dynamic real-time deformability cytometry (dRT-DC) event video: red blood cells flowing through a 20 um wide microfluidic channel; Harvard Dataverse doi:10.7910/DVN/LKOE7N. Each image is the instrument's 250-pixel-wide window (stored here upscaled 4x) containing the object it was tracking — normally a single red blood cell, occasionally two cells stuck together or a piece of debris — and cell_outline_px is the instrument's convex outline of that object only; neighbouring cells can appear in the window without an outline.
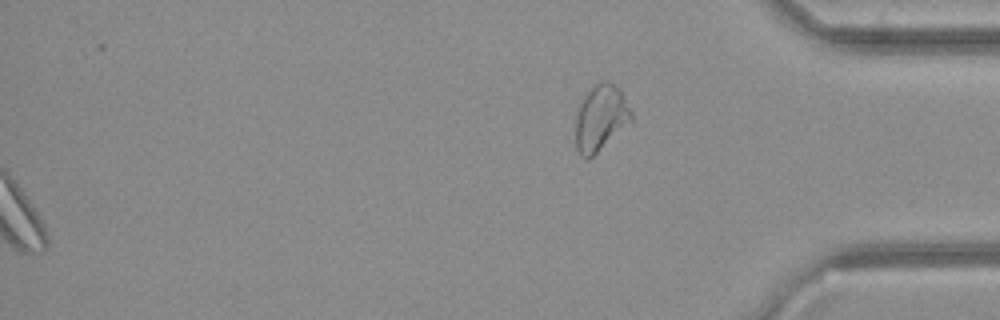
{"species": "common noctule bat (a hibernating species)", "species_latin": "Nyctalus noctula", "temperature_condition": "cold", "stored_images_in_passage": 46, "segment_of_instrument_passage": [2, 2], "camera_frame_rate_fps": 3000, "um_per_image_px": 0.085, "animal": {"sex": "female", "body_mass_g": 21.9}, "frame": {"image": 1, "passage_image": 46, "time_ms": 15.0, "image_size_px": [1000, 320], "cell_outline_px": [[632, 120], [588, 160], [584, 160], [580, 156], [576, 148], [576, 116], [584, 92], [592, 84], [600, 80], [608, 80], [620, 88], [632, 112]], "centroid_in_image_um": [51.03, 9.97], "position_along_channel_um": 384.2, "area_um2": 21.68}}